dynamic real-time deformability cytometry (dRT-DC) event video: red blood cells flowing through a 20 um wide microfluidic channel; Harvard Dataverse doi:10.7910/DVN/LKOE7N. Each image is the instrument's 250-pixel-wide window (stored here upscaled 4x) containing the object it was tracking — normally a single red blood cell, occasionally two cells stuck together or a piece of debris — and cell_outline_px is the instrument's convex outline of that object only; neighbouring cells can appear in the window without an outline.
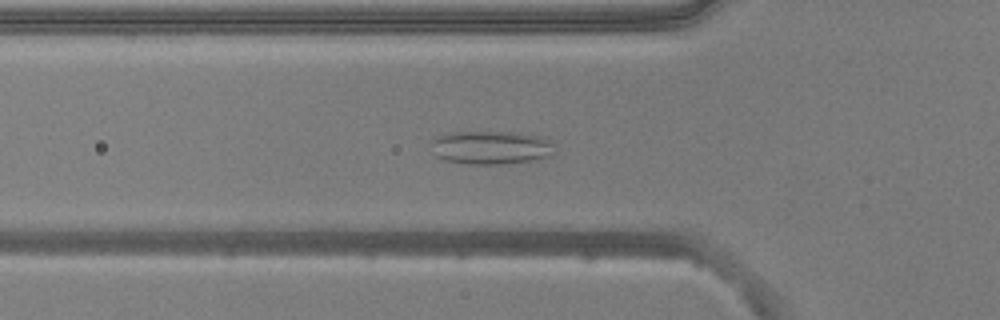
{"species": "common noctule bat (a hibernating species)", "species_latin": "Nyctalus noctula", "temperature_condition": "warm", "stored_images_in_passage": 52, "camera_frame_rate_fps": 3000, "um_per_image_px": 0.085, "animal": {"sex": "male", "body_mass_g": 20.5, "forearm_length_mm": 52.5}, "frame": {"image": 1, "passage_image": 17, "time_ms": 5.333, "image_size_px": [1000, 320], "cell_outline_px": [[552, 144], [548, 156], [536, 160], [500, 164], [468, 164], [444, 160], [436, 156], [432, 152], [432, 140], [436, 136], [448, 132], [520, 132], [552, 140]], "centroid_in_image_um": [41.66, 12.53], "position_along_channel_um": 84.1, "area_um2": 24.04}}
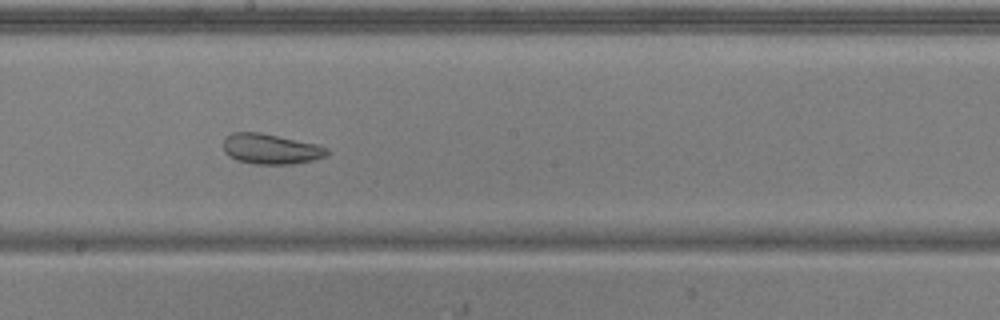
{"frame": {"image": 2, "passage_image": 28, "time_ms": 9.0, "image_size_px": [1000, 320], "cell_outline_px": [[328, 156], [312, 160], [292, 164], [256, 164], [236, 160], [224, 152], [224, 136], [232, 132], [260, 132], [320, 144], [328, 148]], "centroid_in_image_um": [23.03, 12.65], "position_along_channel_um": 225.2, "area_um2": 18.55}}
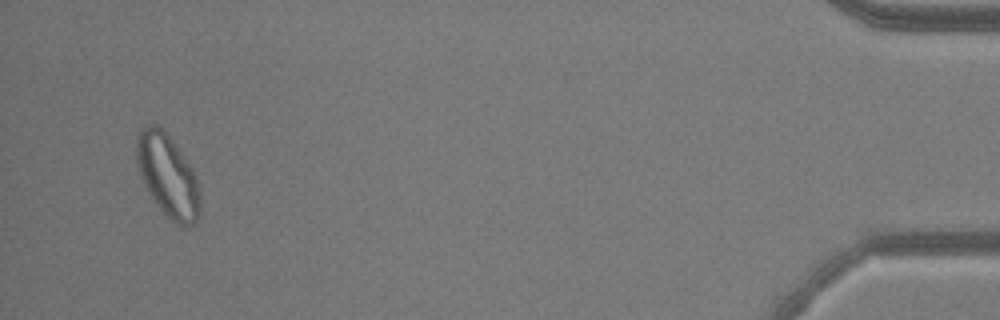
{"frame": {"image": 3, "passage_image": 50, "time_ms": 16.333, "image_size_px": [1000, 320], "cell_outline_px": [[200, 216], [188, 228], [180, 228], [152, 200], [140, 176], [136, 160], [136, 136], [140, 128], [152, 124], [156, 124], [164, 128], [192, 168], [196, 176], [200, 188]], "centroid_in_image_um": [14.26, 14.94], "position_along_channel_um": 420.9, "area_um2": 31.1}, "authors_computed_cell_mechanics": {"area_um2": 26.2701, "velocity_mm_per_s": 3.8281, "shape_relaxation_time_tau1_ms": null, "shape_relaxation_time_tau2_ms": 2.2215, "deformation_change_tau1": null, "deformation_change_tau2": 0.096}}